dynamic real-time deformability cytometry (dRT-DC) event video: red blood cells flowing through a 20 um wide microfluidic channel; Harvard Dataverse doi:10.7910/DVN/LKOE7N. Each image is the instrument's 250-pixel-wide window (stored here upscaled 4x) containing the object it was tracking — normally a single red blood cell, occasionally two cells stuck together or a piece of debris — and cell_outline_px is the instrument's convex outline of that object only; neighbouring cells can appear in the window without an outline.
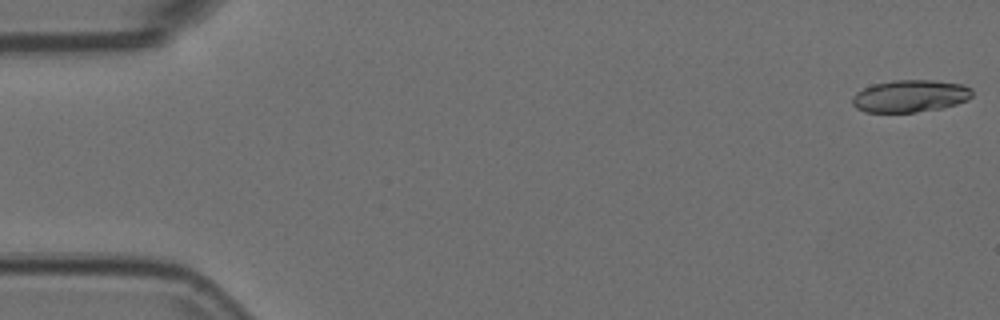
{"species": "Egyptian fruit bat (a non-hibernating species)", "species_latin": "Rousettus aegyptiacus", "temperature_condition": "room temperature", "stored_images_in_passage": 54, "camera_frame_rate_fps": 3000, "um_per_image_px": 0.085, "animal": {"sex": "female"}, "frame": {"image": 1, "passage_image": 1, "time_ms": 0.0, "image_size_px": [1000, 320], "cell_outline_px": [[972, 96], [968, 100], [956, 104], [940, 108], [916, 112], [864, 112], [856, 108], [852, 104], [852, 96], [856, 92], [872, 84], [892, 80], [932, 80], [964, 84], [972, 88]], "centroid_in_image_um": [77.36, 8.16], "position_along_channel_um": 7.6, "area_um2": 22.72}}
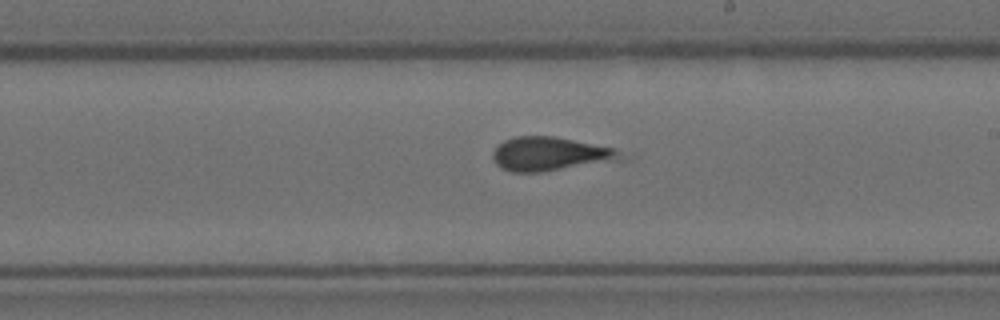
{"frame": {"image": 2, "passage_image": 31, "time_ms": 10.0, "image_size_px": [1000, 320], "cell_outline_px": [[616, 152], [612, 156], [540, 172], [512, 172], [500, 168], [496, 164], [492, 156], [492, 152], [504, 140], [516, 136], [556, 136], [612, 148]], "centroid_in_image_um": [46.37, 13.04], "position_along_channel_um": 242.6, "area_um2": 23.0}}
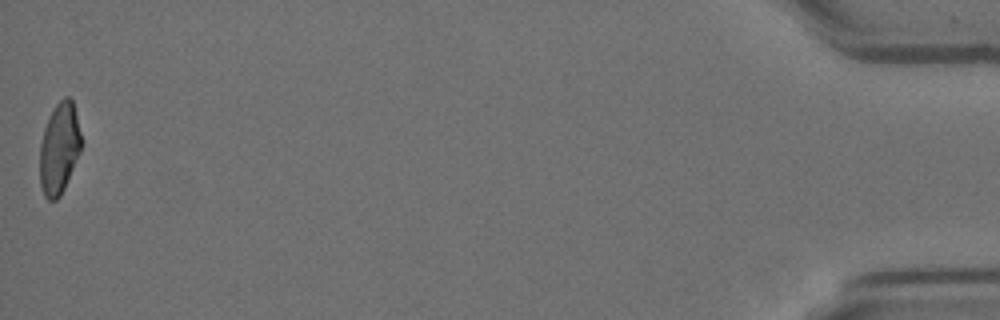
{"frame": {"image": 3, "passage_image": 54, "time_ms": 17.667, "image_size_px": [1000, 320], "cell_outline_px": [[80, 152], [64, 188], [60, 196], [56, 200], [48, 200], [44, 196], [40, 184], [40, 144], [44, 128], [48, 116], [56, 104], [64, 96], [68, 96], [72, 100], [80, 132]], "centroid_in_image_um": [5.01, 12.62], "position_along_channel_um": 430.2, "area_um2": 21.79}, "authors_computed_cell_mechanics": {"area_um2": 23.987, "velocity_mm_per_s": 3.748, "shape_relaxation_time_tau1_ms": null, "shape_relaxation_time_tau2_ms": 2.1403, "deformation_change_tau1": null, "deformation_change_tau2": 0.0939}}